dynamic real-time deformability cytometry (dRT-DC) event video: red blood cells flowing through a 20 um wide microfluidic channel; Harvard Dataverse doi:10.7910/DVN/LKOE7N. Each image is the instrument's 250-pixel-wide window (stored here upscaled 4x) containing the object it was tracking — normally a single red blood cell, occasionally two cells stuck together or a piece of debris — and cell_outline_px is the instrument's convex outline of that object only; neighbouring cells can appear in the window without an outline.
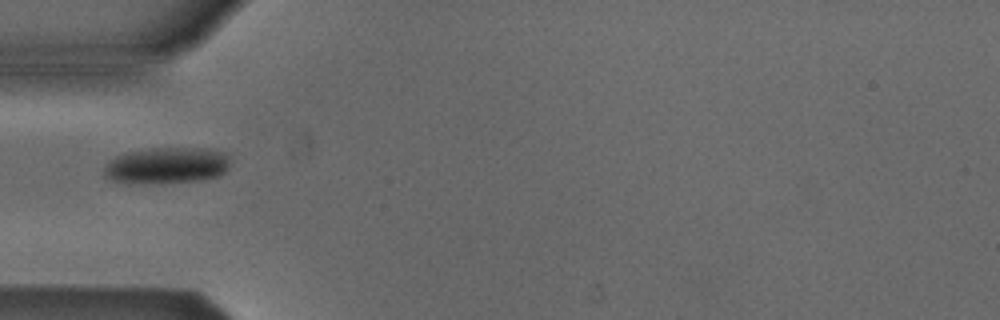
{"species": "Egyptian fruit bat (a non-hibernating species)", "species_latin": "Rousettus aegyptiacus", "temperature_condition": "cold", "stored_images_in_passage": 2, "camera_frame_rate_fps": 3000, "um_per_image_px": 0.085, "animal": {"sex": "male"}, "frame": {"image": 1, "passage_image": 1, "time_ms": 0.0, "image_size_px": [1000, 320], "cell_outline_px": [[228, 168], [220, 176], [200, 180], [128, 184], [112, 180], [104, 176], [104, 168], [116, 156], [124, 152], [152, 148], [212, 148], [224, 152], [228, 156]], "centroid_in_image_um": [14.17, 14.06], "position_along_channel_um": 70.8, "area_um2": 26.76}}